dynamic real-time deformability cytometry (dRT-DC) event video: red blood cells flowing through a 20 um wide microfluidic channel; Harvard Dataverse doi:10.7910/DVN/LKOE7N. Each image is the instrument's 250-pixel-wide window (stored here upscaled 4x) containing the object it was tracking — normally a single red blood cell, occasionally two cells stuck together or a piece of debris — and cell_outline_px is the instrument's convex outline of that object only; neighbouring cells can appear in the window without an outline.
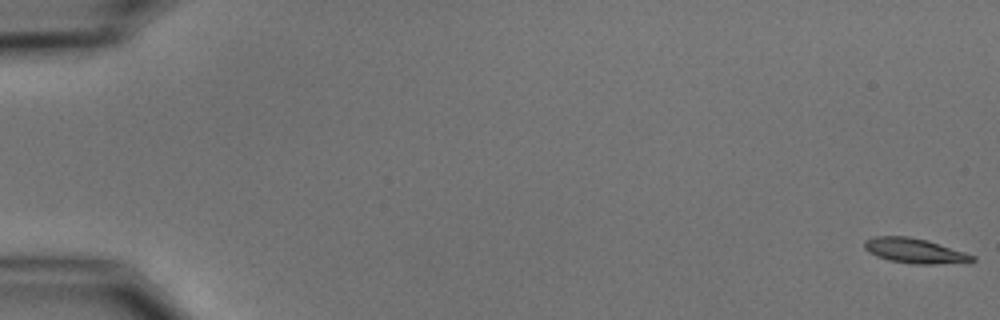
{"species": "common noctule bat (a hibernating species)", "species_latin": "Nyctalus noctula", "temperature_condition": "cold", "stored_images_in_passage": 5, "camera_frame_rate_fps": 3000, "um_per_image_px": 0.085, "animal": {"sex": "male", "body_mass_g": 15.6}, "frame": {"image": 1, "passage_image": 1, "time_ms": 0.0, "image_size_px": [1000, 320], "cell_outline_px": [[976, 260], [936, 264], [912, 264], [888, 260], [876, 256], [868, 252], [864, 248], [864, 240], [872, 236], [908, 236], [928, 240], [976, 256]], "centroid_in_image_um": [77.68, 21.3], "position_along_channel_um": 7.3, "area_um2": 15.66}}
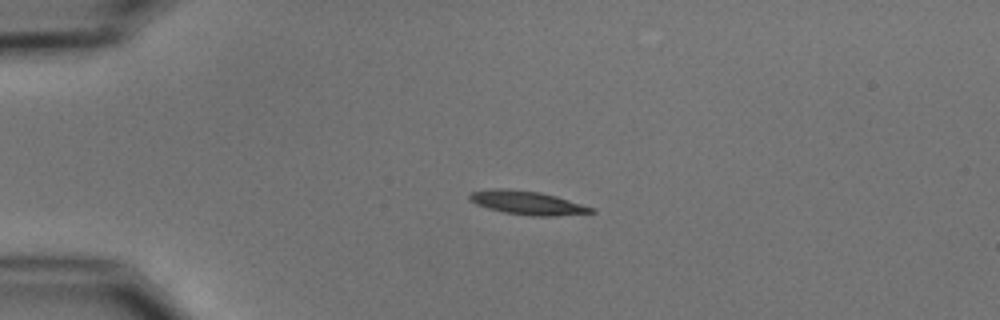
{"frame": {"image": 2, "passage_image": 4, "time_ms": 4.333, "image_size_px": [1000, 320], "cell_outline_px": [[596, 212], [556, 216], [532, 216], [504, 212], [488, 208], [476, 204], [468, 200], [468, 192], [492, 188], [504, 188], [540, 192], [556, 196], [596, 208]], "centroid_in_image_um": [44.8, 17.23], "position_along_channel_um": 40.2, "area_um2": 16.94}}